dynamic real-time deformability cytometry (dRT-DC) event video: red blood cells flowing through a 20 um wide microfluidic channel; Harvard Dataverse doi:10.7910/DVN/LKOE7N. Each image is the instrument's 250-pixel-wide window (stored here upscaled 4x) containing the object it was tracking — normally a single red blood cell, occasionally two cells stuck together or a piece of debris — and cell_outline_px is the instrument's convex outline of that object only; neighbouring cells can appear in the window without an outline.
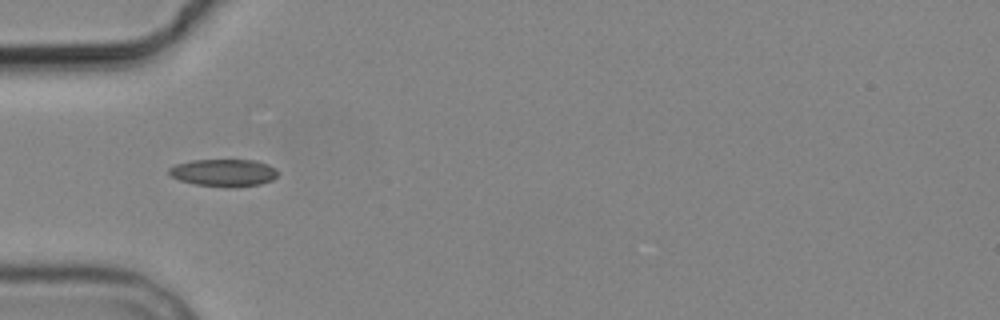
{"species": "common noctule bat (a hibernating species)", "species_latin": "Nyctalus noctula", "temperature_condition": "cold", "stored_images_in_passage": 6, "camera_frame_rate_fps": 3000, "um_per_image_px": 0.085, "animal": {"sex": "male", "body_mass_g": 19.2, "forearm_length_mm": 51.8}, "frame": {"image": 1, "passage_image": 6, "time_ms": 6.0, "image_size_px": [1000, 320], "cell_outline_px": [[276, 176], [272, 180], [260, 184], [196, 184], [180, 180], [172, 176], [168, 172], [168, 168], [176, 164], [192, 160], [256, 160], [268, 164], [276, 168]], "centroid_in_image_um": [19.0, 14.62], "position_along_channel_um": 66.0, "area_um2": 16.42}}